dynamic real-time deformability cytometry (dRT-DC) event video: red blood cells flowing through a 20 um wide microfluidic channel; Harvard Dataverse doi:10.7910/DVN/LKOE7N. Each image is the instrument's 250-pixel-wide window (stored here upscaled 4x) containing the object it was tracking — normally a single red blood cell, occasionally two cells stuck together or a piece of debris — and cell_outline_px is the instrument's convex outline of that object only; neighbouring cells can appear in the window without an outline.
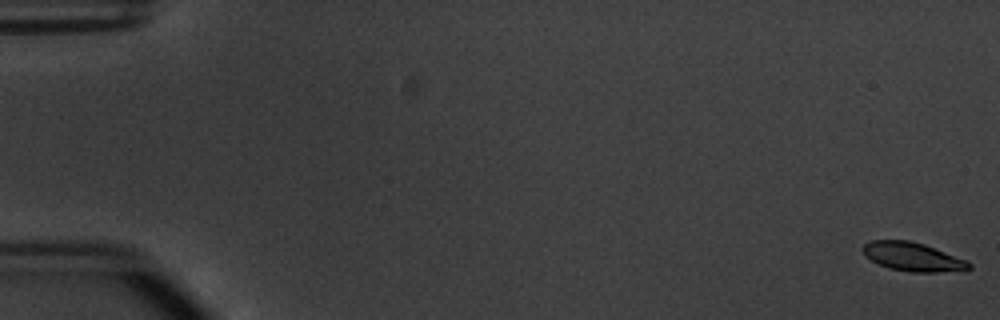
{"species": "common noctule bat (a hibernating species)", "species_latin": "Nyctalus noctula", "temperature_condition": "warm", "stored_images_in_passage": 55, "segment_of_instrument_passage": [1, 2], "camera_frame_rate_fps": 3000, "um_per_image_px": 0.085, "animal": {"sex": "male", "body_mass_g": 20.1, "forearm_length_mm": 53.5}, "frame": {"image": 1, "passage_image": 1, "time_ms": 0.0, "image_size_px": [1000, 320], "cell_outline_px": [[972, 268], [964, 272], [912, 272], [888, 268], [864, 256], [860, 248], [864, 244], [872, 240], [908, 240], [924, 244], [968, 260], [972, 264]], "centroid_in_image_um": [77.64, 21.84], "position_along_channel_um": 7.4, "area_um2": 18.15}}
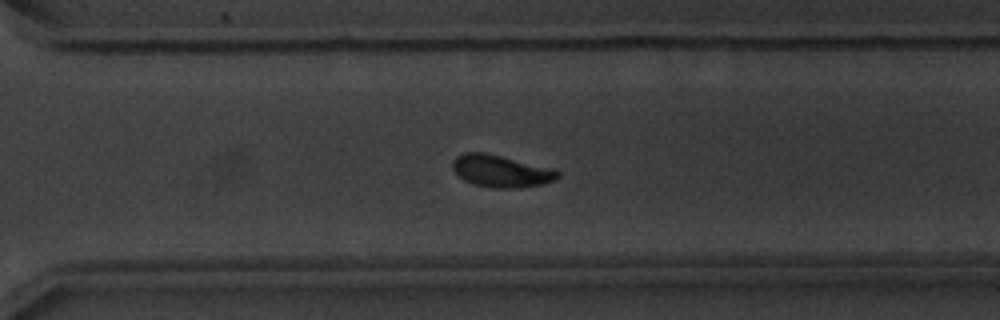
{"frame": {"image": 2, "passage_image": 39, "time_ms": 12.667, "image_size_px": [1000, 320], "cell_outline_px": [[560, 176], [556, 180], [544, 184], [516, 188], [492, 188], [472, 184], [464, 180], [452, 168], [452, 160], [456, 156], [464, 152], [484, 152], [556, 168], [560, 172]], "centroid_in_image_um": [42.63, 14.54], "position_along_channel_um": 328.0, "area_um2": 20.06}}
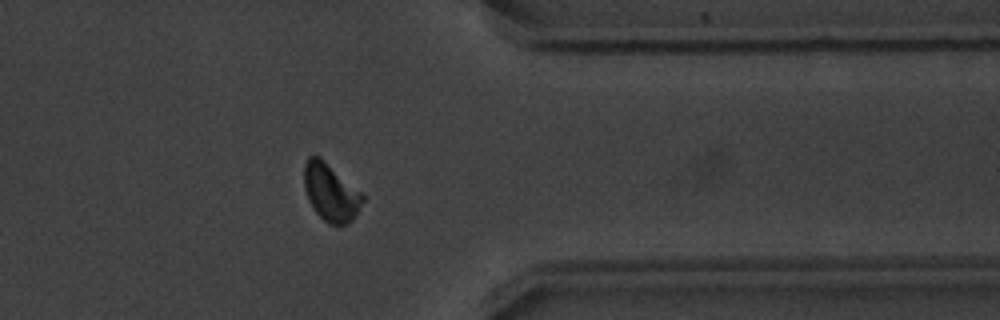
{"frame": {"image": 3, "passage_image": 44, "time_ms": 14.333, "image_size_px": [1000, 320], "cell_outline_px": [[364, 200], [356, 216], [348, 224], [340, 228], [328, 224], [312, 208], [308, 200], [304, 188], [304, 164], [308, 156], [320, 156], [364, 192]], "centroid_in_image_um": [28.15, 16.37], "position_along_channel_um": 383.3, "area_um2": 20.4}}